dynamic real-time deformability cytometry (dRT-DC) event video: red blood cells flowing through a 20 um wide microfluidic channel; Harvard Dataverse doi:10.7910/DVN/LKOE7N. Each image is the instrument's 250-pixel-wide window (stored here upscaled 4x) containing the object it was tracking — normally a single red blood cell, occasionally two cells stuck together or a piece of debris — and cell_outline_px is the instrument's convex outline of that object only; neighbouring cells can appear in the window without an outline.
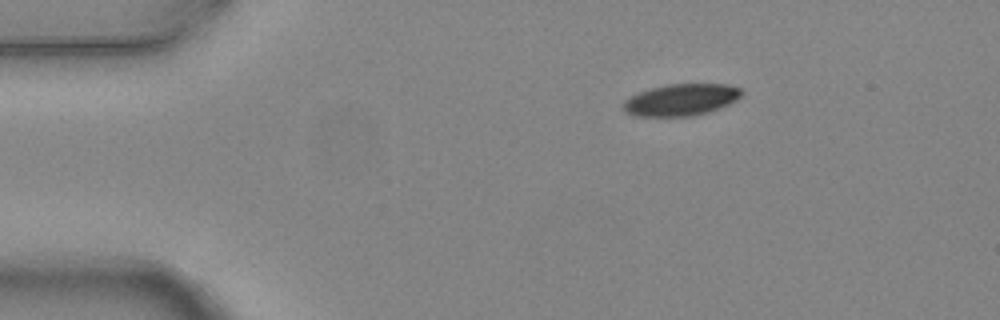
{"species": "common noctule bat (a hibernating species)", "species_latin": "Nyctalus noctula", "temperature_condition": "warm", "stored_images_in_passage": 2, "camera_frame_rate_fps": 3000, "um_per_image_px": 0.085, "animal": {"sex": "female", "body_mass_g": 24.6, "forearm_length_mm": 56.2}, "frame": {"image": 1, "passage_image": 1, "time_ms": 0.0, "image_size_px": [1000, 320], "cell_outline_px": [[744, 92], [736, 100], [728, 104], [708, 112], [692, 116], [636, 116], [624, 112], [620, 108], [620, 104], [624, 100], [640, 92], [664, 84], [728, 84], [740, 88]], "centroid_in_image_um": [57.85, 8.48], "position_along_channel_um": 27.1, "area_um2": 22.02}}